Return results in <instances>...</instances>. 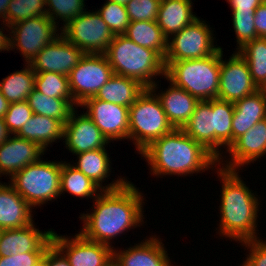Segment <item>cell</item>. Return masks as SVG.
<instances>
[{
	"instance_id": "7dc6e473",
	"label": "cell",
	"mask_w": 266,
	"mask_h": 266,
	"mask_svg": "<svg viewBox=\"0 0 266 266\" xmlns=\"http://www.w3.org/2000/svg\"><path fill=\"white\" fill-rule=\"evenodd\" d=\"M2 25V26H1ZM5 30L8 34L5 33ZM10 26L1 20L0 24V52L9 51L10 52ZM5 33V34H4Z\"/></svg>"
},
{
	"instance_id": "74e56055",
	"label": "cell",
	"mask_w": 266,
	"mask_h": 266,
	"mask_svg": "<svg viewBox=\"0 0 266 266\" xmlns=\"http://www.w3.org/2000/svg\"><path fill=\"white\" fill-rule=\"evenodd\" d=\"M97 10L114 35H122L125 33L131 22L125 5L105 0V3L102 4L101 8H97Z\"/></svg>"
},
{
	"instance_id": "d6a6232c",
	"label": "cell",
	"mask_w": 266,
	"mask_h": 266,
	"mask_svg": "<svg viewBox=\"0 0 266 266\" xmlns=\"http://www.w3.org/2000/svg\"><path fill=\"white\" fill-rule=\"evenodd\" d=\"M213 113H215V157L219 160L232 144V120L234 103L213 99Z\"/></svg>"
},
{
	"instance_id": "cb8c5ba5",
	"label": "cell",
	"mask_w": 266,
	"mask_h": 266,
	"mask_svg": "<svg viewBox=\"0 0 266 266\" xmlns=\"http://www.w3.org/2000/svg\"><path fill=\"white\" fill-rule=\"evenodd\" d=\"M182 130L215 156V113H213V99L199 101Z\"/></svg>"
},
{
	"instance_id": "d6986e66",
	"label": "cell",
	"mask_w": 266,
	"mask_h": 266,
	"mask_svg": "<svg viewBox=\"0 0 266 266\" xmlns=\"http://www.w3.org/2000/svg\"><path fill=\"white\" fill-rule=\"evenodd\" d=\"M35 220L22 228L0 230V256L9 257L18 253L46 252L52 244L54 229L39 230Z\"/></svg>"
},
{
	"instance_id": "4316f807",
	"label": "cell",
	"mask_w": 266,
	"mask_h": 266,
	"mask_svg": "<svg viewBox=\"0 0 266 266\" xmlns=\"http://www.w3.org/2000/svg\"><path fill=\"white\" fill-rule=\"evenodd\" d=\"M63 133L64 124L62 122L55 118L33 114L16 136L35 142L46 151L48 147H52L54 142L63 141Z\"/></svg>"
},
{
	"instance_id": "83f0119b",
	"label": "cell",
	"mask_w": 266,
	"mask_h": 266,
	"mask_svg": "<svg viewBox=\"0 0 266 266\" xmlns=\"http://www.w3.org/2000/svg\"><path fill=\"white\" fill-rule=\"evenodd\" d=\"M145 89L146 87L137 80L113 74L99 89L94 98L130 107Z\"/></svg>"
},
{
	"instance_id": "c3c4849f",
	"label": "cell",
	"mask_w": 266,
	"mask_h": 266,
	"mask_svg": "<svg viewBox=\"0 0 266 266\" xmlns=\"http://www.w3.org/2000/svg\"><path fill=\"white\" fill-rule=\"evenodd\" d=\"M10 136L11 134L9 133L5 125L4 119L0 118V144L4 142Z\"/></svg>"
},
{
	"instance_id": "5b68a950",
	"label": "cell",
	"mask_w": 266,
	"mask_h": 266,
	"mask_svg": "<svg viewBox=\"0 0 266 266\" xmlns=\"http://www.w3.org/2000/svg\"><path fill=\"white\" fill-rule=\"evenodd\" d=\"M221 48L214 54L182 61H164L165 77L199 101L215 99L220 83Z\"/></svg>"
},
{
	"instance_id": "9a60e30c",
	"label": "cell",
	"mask_w": 266,
	"mask_h": 266,
	"mask_svg": "<svg viewBox=\"0 0 266 266\" xmlns=\"http://www.w3.org/2000/svg\"><path fill=\"white\" fill-rule=\"evenodd\" d=\"M226 151L218 165L230 170H242L251 163L260 162L261 157L266 158V118L237 138Z\"/></svg>"
},
{
	"instance_id": "8d00e7d4",
	"label": "cell",
	"mask_w": 266,
	"mask_h": 266,
	"mask_svg": "<svg viewBox=\"0 0 266 266\" xmlns=\"http://www.w3.org/2000/svg\"><path fill=\"white\" fill-rule=\"evenodd\" d=\"M46 15V0H10L6 23L9 26L26 19Z\"/></svg>"
},
{
	"instance_id": "277c9868",
	"label": "cell",
	"mask_w": 266,
	"mask_h": 266,
	"mask_svg": "<svg viewBox=\"0 0 266 266\" xmlns=\"http://www.w3.org/2000/svg\"><path fill=\"white\" fill-rule=\"evenodd\" d=\"M105 56L113 73L151 88L157 78L165 77L164 59L153 49L140 46L125 35H114Z\"/></svg>"
},
{
	"instance_id": "836d02e7",
	"label": "cell",
	"mask_w": 266,
	"mask_h": 266,
	"mask_svg": "<svg viewBox=\"0 0 266 266\" xmlns=\"http://www.w3.org/2000/svg\"><path fill=\"white\" fill-rule=\"evenodd\" d=\"M237 52L247 62L253 82L260 87L266 81V38L251 40Z\"/></svg>"
},
{
	"instance_id": "f6af8a7d",
	"label": "cell",
	"mask_w": 266,
	"mask_h": 266,
	"mask_svg": "<svg viewBox=\"0 0 266 266\" xmlns=\"http://www.w3.org/2000/svg\"><path fill=\"white\" fill-rule=\"evenodd\" d=\"M254 17L257 36L266 38V3H261L257 7Z\"/></svg>"
},
{
	"instance_id": "db71d44e",
	"label": "cell",
	"mask_w": 266,
	"mask_h": 266,
	"mask_svg": "<svg viewBox=\"0 0 266 266\" xmlns=\"http://www.w3.org/2000/svg\"><path fill=\"white\" fill-rule=\"evenodd\" d=\"M109 1L115 2L117 4L126 5L130 0H109Z\"/></svg>"
},
{
	"instance_id": "f35d334b",
	"label": "cell",
	"mask_w": 266,
	"mask_h": 266,
	"mask_svg": "<svg viewBox=\"0 0 266 266\" xmlns=\"http://www.w3.org/2000/svg\"><path fill=\"white\" fill-rule=\"evenodd\" d=\"M232 13V27L236 38V51L240 49L245 43L258 38L254 24V14L250 12H231Z\"/></svg>"
},
{
	"instance_id": "603a6c76",
	"label": "cell",
	"mask_w": 266,
	"mask_h": 266,
	"mask_svg": "<svg viewBox=\"0 0 266 266\" xmlns=\"http://www.w3.org/2000/svg\"><path fill=\"white\" fill-rule=\"evenodd\" d=\"M33 208L9 182L0 181V230L22 228L34 221Z\"/></svg>"
},
{
	"instance_id": "7a4b0ae2",
	"label": "cell",
	"mask_w": 266,
	"mask_h": 266,
	"mask_svg": "<svg viewBox=\"0 0 266 266\" xmlns=\"http://www.w3.org/2000/svg\"><path fill=\"white\" fill-rule=\"evenodd\" d=\"M213 172L219 177L220 184L222 183L218 207L220 220L216 234L238 244L260 239L257 225L262 204L257 191L254 193L246 185L239 175L240 170L225 169L218 165Z\"/></svg>"
},
{
	"instance_id": "1f68e13d",
	"label": "cell",
	"mask_w": 266,
	"mask_h": 266,
	"mask_svg": "<svg viewBox=\"0 0 266 266\" xmlns=\"http://www.w3.org/2000/svg\"><path fill=\"white\" fill-rule=\"evenodd\" d=\"M24 64L21 70L7 75L0 81V92L9 103L27 100L35 88V72L29 63Z\"/></svg>"
},
{
	"instance_id": "d590c367",
	"label": "cell",
	"mask_w": 266,
	"mask_h": 266,
	"mask_svg": "<svg viewBox=\"0 0 266 266\" xmlns=\"http://www.w3.org/2000/svg\"><path fill=\"white\" fill-rule=\"evenodd\" d=\"M85 1L86 0H46V15L58 27L60 26L61 29L69 21L88 9L85 5ZM60 21L63 23H60ZM59 23L62 24V26Z\"/></svg>"
},
{
	"instance_id": "e0dca14e",
	"label": "cell",
	"mask_w": 266,
	"mask_h": 266,
	"mask_svg": "<svg viewBox=\"0 0 266 266\" xmlns=\"http://www.w3.org/2000/svg\"><path fill=\"white\" fill-rule=\"evenodd\" d=\"M160 237L156 234L147 235L139 243L130 244L125 249L114 247L113 266H178L174 260H170ZM171 261H174V265Z\"/></svg>"
},
{
	"instance_id": "ac0fdd59",
	"label": "cell",
	"mask_w": 266,
	"mask_h": 266,
	"mask_svg": "<svg viewBox=\"0 0 266 266\" xmlns=\"http://www.w3.org/2000/svg\"><path fill=\"white\" fill-rule=\"evenodd\" d=\"M84 54L60 34L46 45L29 65L34 72H56L68 76Z\"/></svg>"
},
{
	"instance_id": "52a82bcc",
	"label": "cell",
	"mask_w": 266,
	"mask_h": 266,
	"mask_svg": "<svg viewBox=\"0 0 266 266\" xmlns=\"http://www.w3.org/2000/svg\"><path fill=\"white\" fill-rule=\"evenodd\" d=\"M43 159L27 165L8 180L33 209L60 197L62 160Z\"/></svg>"
},
{
	"instance_id": "ffe728a7",
	"label": "cell",
	"mask_w": 266,
	"mask_h": 266,
	"mask_svg": "<svg viewBox=\"0 0 266 266\" xmlns=\"http://www.w3.org/2000/svg\"><path fill=\"white\" fill-rule=\"evenodd\" d=\"M47 151L27 139L11 135L0 144V179H10L29 164L38 162Z\"/></svg>"
},
{
	"instance_id": "60d3db41",
	"label": "cell",
	"mask_w": 266,
	"mask_h": 266,
	"mask_svg": "<svg viewBox=\"0 0 266 266\" xmlns=\"http://www.w3.org/2000/svg\"><path fill=\"white\" fill-rule=\"evenodd\" d=\"M161 0H130L125 6L131 22L157 21Z\"/></svg>"
},
{
	"instance_id": "5bb4252c",
	"label": "cell",
	"mask_w": 266,
	"mask_h": 266,
	"mask_svg": "<svg viewBox=\"0 0 266 266\" xmlns=\"http://www.w3.org/2000/svg\"><path fill=\"white\" fill-rule=\"evenodd\" d=\"M86 114L109 142L129 141V107L105 102L100 99L87 98L79 108Z\"/></svg>"
},
{
	"instance_id": "4fadbf2b",
	"label": "cell",
	"mask_w": 266,
	"mask_h": 266,
	"mask_svg": "<svg viewBox=\"0 0 266 266\" xmlns=\"http://www.w3.org/2000/svg\"><path fill=\"white\" fill-rule=\"evenodd\" d=\"M221 47L220 83L217 98L235 103L258 90L245 59L235 50L225 60Z\"/></svg>"
},
{
	"instance_id": "3957f363",
	"label": "cell",
	"mask_w": 266,
	"mask_h": 266,
	"mask_svg": "<svg viewBox=\"0 0 266 266\" xmlns=\"http://www.w3.org/2000/svg\"><path fill=\"white\" fill-rule=\"evenodd\" d=\"M156 178L193 176L212 171L218 159L202 144L193 140L182 129H174L152 142L140 154Z\"/></svg>"
},
{
	"instance_id": "681fc988",
	"label": "cell",
	"mask_w": 266,
	"mask_h": 266,
	"mask_svg": "<svg viewBox=\"0 0 266 266\" xmlns=\"http://www.w3.org/2000/svg\"><path fill=\"white\" fill-rule=\"evenodd\" d=\"M10 0H0V21H4L6 23V14L8 10Z\"/></svg>"
},
{
	"instance_id": "8992f818",
	"label": "cell",
	"mask_w": 266,
	"mask_h": 266,
	"mask_svg": "<svg viewBox=\"0 0 266 266\" xmlns=\"http://www.w3.org/2000/svg\"><path fill=\"white\" fill-rule=\"evenodd\" d=\"M174 129L159 98L150 88H146L129 107V141L137 154Z\"/></svg>"
},
{
	"instance_id": "bcb514c9",
	"label": "cell",
	"mask_w": 266,
	"mask_h": 266,
	"mask_svg": "<svg viewBox=\"0 0 266 266\" xmlns=\"http://www.w3.org/2000/svg\"><path fill=\"white\" fill-rule=\"evenodd\" d=\"M47 266H70L66 257L51 244L47 248Z\"/></svg>"
},
{
	"instance_id": "ab89813d",
	"label": "cell",
	"mask_w": 266,
	"mask_h": 266,
	"mask_svg": "<svg viewBox=\"0 0 266 266\" xmlns=\"http://www.w3.org/2000/svg\"><path fill=\"white\" fill-rule=\"evenodd\" d=\"M33 111L29 107L28 101L10 103L3 119L11 135H16L23 125L33 116Z\"/></svg>"
},
{
	"instance_id": "ba28073f",
	"label": "cell",
	"mask_w": 266,
	"mask_h": 266,
	"mask_svg": "<svg viewBox=\"0 0 266 266\" xmlns=\"http://www.w3.org/2000/svg\"><path fill=\"white\" fill-rule=\"evenodd\" d=\"M213 32L206 20L200 17L195 19L190 25L168 38V50L164 61L199 59L216 53L221 46L217 45Z\"/></svg>"
},
{
	"instance_id": "4dcf8cb0",
	"label": "cell",
	"mask_w": 266,
	"mask_h": 266,
	"mask_svg": "<svg viewBox=\"0 0 266 266\" xmlns=\"http://www.w3.org/2000/svg\"><path fill=\"white\" fill-rule=\"evenodd\" d=\"M27 101L34 114L55 118L64 125L67 123L72 110L75 107H79L73 98H54L46 96L35 88L29 94Z\"/></svg>"
},
{
	"instance_id": "d4e9b609",
	"label": "cell",
	"mask_w": 266,
	"mask_h": 266,
	"mask_svg": "<svg viewBox=\"0 0 266 266\" xmlns=\"http://www.w3.org/2000/svg\"><path fill=\"white\" fill-rule=\"evenodd\" d=\"M266 118V100L259 90L234 103L232 143Z\"/></svg>"
},
{
	"instance_id": "30bf717a",
	"label": "cell",
	"mask_w": 266,
	"mask_h": 266,
	"mask_svg": "<svg viewBox=\"0 0 266 266\" xmlns=\"http://www.w3.org/2000/svg\"><path fill=\"white\" fill-rule=\"evenodd\" d=\"M10 51L18 50L24 63H30L41 50L61 34L47 15L35 16L10 26Z\"/></svg>"
},
{
	"instance_id": "b9f144b4",
	"label": "cell",
	"mask_w": 266,
	"mask_h": 266,
	"mask_svg": "<svg viewBox=\"0 0 266 266\" xmlns=\"http://www.w3.org/2000/svg\"><path fill=\"white\" fill-rule=\"evenodd\" d=\"M255 239L239 243L240 246L248 250L245 254L243 266H266V240Z\"/></svg>"
},
{
	"instance_id": "2e32d148",
	"label": "cell",
	"mask_w": 266,
	"mask_h": 266,
	"mask_svg": "<svg viewBox=\"0 0 266 266\" xmlns=\"http://www.w3.org/2000/svg\"><path fill=\"white\" fill-rule=\"evenodd\" d=\"M75 107L64 125L63 142L65 148L72 155L84 153L90 150L110 147V142L102 134L92 119L82 111L78 114Z\"/></svg>"
},
{
	"instance_id": "7c38bea8",
	"label": "cell",
	"mask_w": 266,
	"mask_h": 266,
	"mask_svg": "<svg viewBox=\"0 0 266 266\" xmlns=\"http://www.w3.org/2000/svg\"><path fill=\"white\" fill-rule=\"evenodd\" d=\"M52 244L66 257L70 266H112L114 248L86 239L80 232L74 236L53 231Z\"/></svg>"
},
{
	"instance_id": "9c48e42d",
	"label": "cell",
	"mask_w": 266,
	"mask_h": 266,
	"mask_svg": "<svg viewBox=\"0 0 266 266\" xmlns=\"http://www.w3.org/2000/svg\"><path fill=\"white\" fill-rule=\"evenodd\" d=\"M61 35L85 54H105L114 34L97 10L87 9L60 29Z\"/></svg>"
},
{
	"instance_id": "7402d4cb",
	"label": "cell",
	"mask_w": 266,
	"mask_h": 266,
	"mask_svg": "<svg viewBox=\"0 0 266 266\" xmlns=\"http://www.w3.org/2000/svg\"><path fill=\"white\" fill-rule=\"evenodd\" d=\"M77 159L70 161L72 166L81 171L86 177L90 178L102 190H115L122 187L127 181V177L118 176L108 183V177L111 175L112 161L106 148L90 150L84 153L76 154ZM73 163V164H72ZM107 178V179H106ZM108 184H106V182ZM105 182V183H104ZM104 183V184H103Z\"/></svg>"
},
{
	"instance_id": "7bdbcfd3",
	"label": "cell",
	"mask_w": 266,
	"mask_h": 266,
	"mask_svg": "<svg viewBox=\"0 0 266 266\" xmlns=\"http://www.w3.org/2000/svg\"><path fill=\"white\" fill-rule=\"evenodd\" d=\"M44 253L26 252L9 257L0 256V266H32L44 256Z\"/></svg>"
},
{
	"instance_id": "f546056e",
	"label": "cell",
	"mask_w": 266,
	"mask_h": 266,
	"mask_svg": "<svg viewBox=\"0 0 266 266\" xmlns=\"http://www.w3.org/2000/svg\"><path fill=\"white\" fill-rule=\"evenodd\" d=\"M136 44L155 50L163 59L168 50V38L157 21L130 22L123 34Z\"/></svg>"
},
{
	"instance_id": "f5cc1de1",
	"label": "cell",
	"mask_w": 266,
	"mask_h": 266,
	"mask_svg": "<svg viewBox=\"0 0 266 266\" xmlns=\"http://www.w3.org/2000/svg\"><path fill=\"white\" fill-rule=\"evenodd\" d=\"M258 90L261 92L263 98L266 100V81L258 87Z\"/></svg>"
},
{
	"instance_id": "484cf974",
	"label": "cell",
	"mask_w": 266,
	"mask_h": 266,
	"mask_svg": "<svg viewBox=\"0 0 266 266\" xmlns=\"http://www.w3.org/2000/svg\"><path fill=\"white\" fill-rule=\"evenodd\" d=\"M193 6V0H161L157 24L167 38L198 18L193 12Z\"/></svg>"
},
{
	"instance_id": "816d5d0a",
	"label": "cell",
	"mask_w": 266,
	"mask_h": 266,
	"mask_svg": "<svg viewBox=\"0 0 266 266\" xmlns=\"http://www.w3.org/2000/svg\"><path fill=\"white\" fill-rule=\"evenodd\" d=\"M32 266H47V250L44 256Z\"/></svg>"
},
{
	"instance_id": "44dd1931",
	"label": "cell",
	"mask_w": 266,
	"mask_h": 266,
	"mask_svg": "<svg viewBox=\"0 0 266 266\" xmlns=\"http://www.w3.org/2000/svg\"><path fill=\"white\" fill-rule=\"evenodd\" d=\"M168 88L163 91L159 88L158 81L150 88L159 98L162 108L169 122L175 129H182L189 121L199 100L190 95L186 90L175 86L166 77ZM158 89H160L158 91ZM157 92V93H156Z\"/></svg>"
},
{
	"instance_id": "8fae6325",
	"label": "cell",
	"mask_w": 266,
	"mask_h": 266,
	"mask_svg": "<svg viewBox=\"0 0 266 266\" xmlns=\"http://www.w3.org/2000/svg\"><path fill=\"white\" fill-rule=\"evenodd\" d=\"M113 74L105 54H84L68 75L73 100L81 105L87 98L94 97Z\"/></svg>"
},
{
	"instance_id": "e575fe53",
	"label": "cell",
	"mask_w": 266,
	"mask_h": 266,
	"mask_svg": "<svg viewBox=\"0 0 266 266\" xmlns=\"http://www.w3.org/2000/svg\"><path fill=\"white\" fill-rule=\"evenodd\" d=\"M35 89L54 98H73L68 76L56 72H35Z\"/></svg>"
},
{
	"instance_id": "f1b7e54d",
	"label": "cell",
	"mask_w": 266,
	"mask_h": 266,
	"mask_svg": "<svg viewBox=\"0 0 266 266\" xmlns=\"http://www.w3.org/2000/svg\"><path fill=\"white\" fill-rule=\"evenodd\" d=\"M102 191L98 185L72 166L71 163L65 159L62 161L60 196L67 192L79 199L90 198L93 201Z\"/></svg>"
},
{
	"instance_id": "11a10c76",
	"label": "cell",
	"mask_w": 266,
	"mask_h": 266,
	"mask_svg": "<svg viewBox=\"0 0 266 266\" xmlns=\"http://www.w3.org/2000/svg\"><path fill=\"white\" fill-rule=\"evenodd\" d=\"M261 1V3H266V0H260Z\"/></svg>"
},
{
	"instance_id": "6da1fadb",
	"label": "cell",
	"mask_w": 266,
	"mask_h": 266,
	"mask_svg": "<svg viewBox=\"0 0 266 266\" xmlns=\"http://www.w3.org/2000/svg\"><path fill=\"white\" fill-rule=\"evenodd\" d=\"M145 195L131 181L115 190H103L92 202V210L83 212L80 233L88 240L114 248L128 230L144 226ZM145 201V202H144ZM113 241V242H112Z\"/></svg>"
},
{
	"instance_id": "f907efd6",
	"label": "cell",
	"mask_w": 266,
	"mask_h": 266,
	"mask_svg": "<svg viewBox=\"0 0 266 266\" xmlns=\"http://www.w3.org/2000/svg\"><path fill=\"white\" fill-rule=\"evenodd\" d=\"M8 100L0 92V118H3L9 107Z\"/></svg>"
},
{
	"instance_id": "ee69618b",
	"label": "cell",
	"mask_w": 266,
	"mask_h": 266,
	"mask_svg": "<svg viewBox=\"0 0 266 266\" xmlns=\"http://www.w3.org/2000/svg\"><path fill=\"white\" fill-rule=\"evenodd\" d=\"M231 8L230 12H250L255 14V10L261 4L260 0H225Z\"/></svg>"
}]
</instances>
